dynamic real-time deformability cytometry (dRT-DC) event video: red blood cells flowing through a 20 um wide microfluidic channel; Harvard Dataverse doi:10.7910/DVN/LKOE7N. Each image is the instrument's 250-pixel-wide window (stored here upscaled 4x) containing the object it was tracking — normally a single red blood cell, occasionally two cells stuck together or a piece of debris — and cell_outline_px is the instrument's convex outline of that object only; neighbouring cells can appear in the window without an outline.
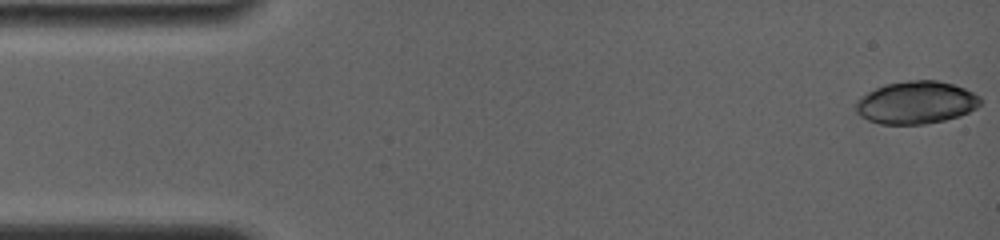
{"species": "common noctule bat (a hibernating species)", "species_latin": "Nyctalus noctula", "temperature_condition": "room temperature", "stored_images_in_passage": 5, "camera_frame_rate_fps": 4000, "um_per_image_px": 0.085, "animal": {"sex": "female", "body_mass_g": 19.0, "forearm_length_mm": 56.7}, "frame": {"image": 1, "passage_image": 1, "time_ms": 0.0, "image_size_px": [1000, 240], "cell_outline_px": [[980, 104], [976, 108], [960, 116], [944, 120], [924, 124], [880, 124], [868, 120], [860, 116], [856, 112], [856, 100], [860, 96], [884, 84], [908, 80], [936, 80], [952, 84], [964, 88], [980, 96]], "centroid_in_image_um": [77.85, 8.71], "position_along_channel_um": 7.2, "area_um2": 30.98}}
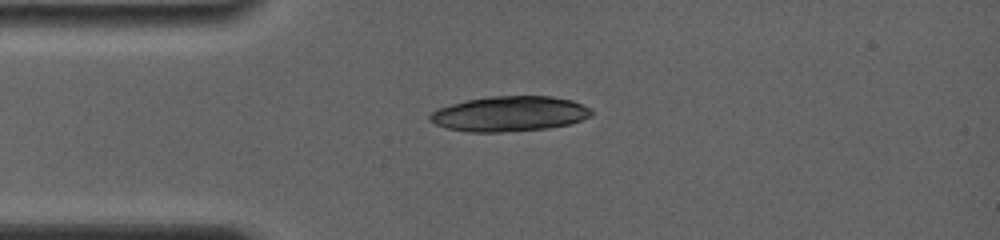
{"frame": {"image": 2, "passage_image": 5, "time_ms": 3.75, "image_size_px": [1000, 240], "cell_outline_px": [[592, 116], [568, 124], [548, 128], [500, 132], [468, 132], [448, 128], [436, 124], [428, 120], [428, 116], [436, 108], [468, 100], [488, 96], [552, 96], [572, 100], [592, 108]], "centroid_in_image_um": [43.31, 9.67], "position_along_channel_um": 41.7, "area_um2": 33.12}}